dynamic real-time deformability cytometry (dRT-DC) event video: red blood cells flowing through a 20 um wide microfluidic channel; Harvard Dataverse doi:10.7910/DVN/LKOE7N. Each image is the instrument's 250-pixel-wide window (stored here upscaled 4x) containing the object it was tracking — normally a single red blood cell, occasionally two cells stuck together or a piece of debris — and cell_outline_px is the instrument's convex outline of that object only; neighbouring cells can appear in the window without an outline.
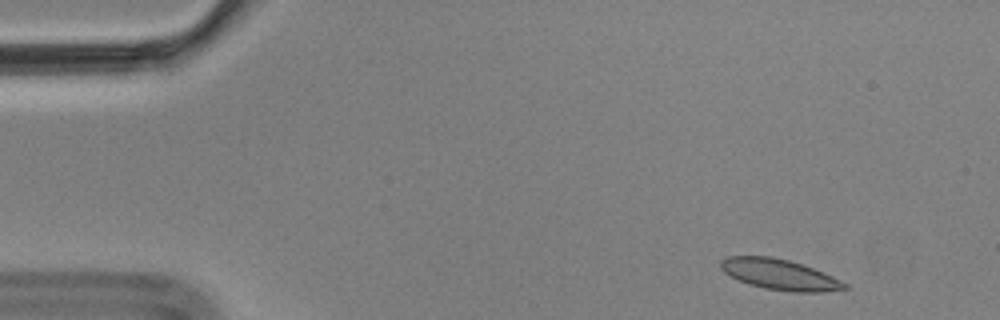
{"species": "Egyptian fruit bat (a non-hibernating species)", "species_latin": "Rousettus aegyptiacus", "temperature_condition": "cold", "stored_images_in_passage": 4, "camera_frame_rate_fps": 3000, "um_per_image_px": 0.085, "animal": {"sex": "male"}, "frame": {"image": 1, "passage_image": 1, "time_ms": 0.0, "image_size_px": [1000, 320], "cell_outline_px": [[848, 288], [820, 292], [792, 292], [764, 288], [748, 284], [724, 272], [720, 268], [720, 260], [728, 256], [772, 256], [788, 260], [812, 268], [832, 276], [848, 284]], "centroid_in_image_um": [66.25, 23.33], "position_along_channel_um": 18.8, "area_um2": 21.91}}
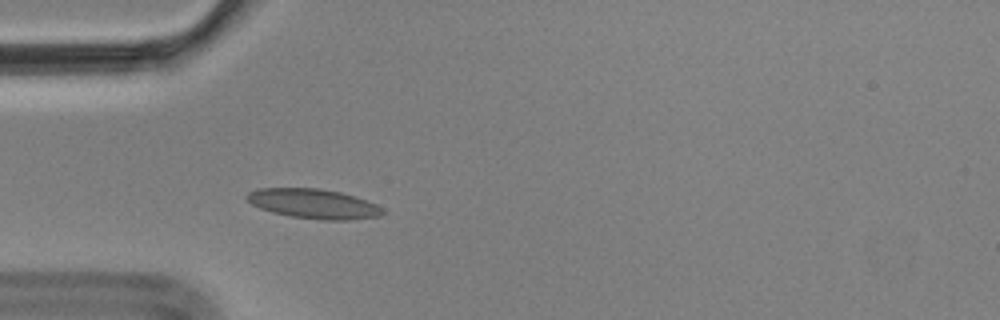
{"frame": {"image": 2, "passage_image": 4, "time_ms": 1.0, "image_size_px": [1000, 320], "cell_outline_px": [[384, 212], [380, 216], [348, 220], [324, 220], [292, 216], [272, 212], [260, 208], [252, 204], [244, 196], [248, 192], [260, 188], [320, 188], [340, 192], [368, 200], [384, 208]], "centroid_in_image_um": [26.67, 17.31], "position_along_channel_um": 58.3, "area_um2": 23.47}}